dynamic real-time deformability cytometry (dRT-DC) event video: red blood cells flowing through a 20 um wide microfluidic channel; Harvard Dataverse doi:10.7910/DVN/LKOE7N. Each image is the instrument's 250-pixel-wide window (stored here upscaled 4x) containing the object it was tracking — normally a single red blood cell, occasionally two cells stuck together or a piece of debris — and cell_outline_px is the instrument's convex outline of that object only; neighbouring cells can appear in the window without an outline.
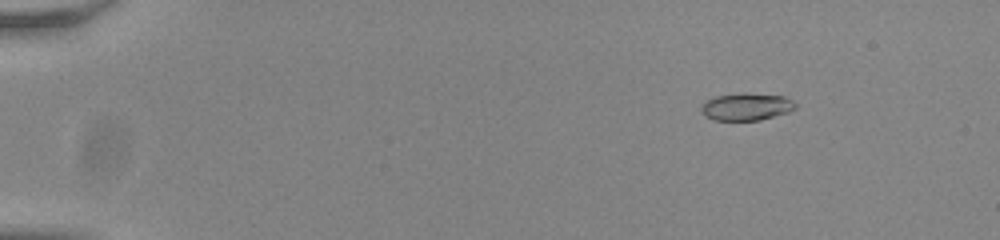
{"species": "common noctule bat (a hibernating species)", "species_latin": "Nyctalus noctula", "temperature_condition": "room temperature", "stored_images_in_passage": 54, "camera_frame_rate_fps": 3000, "um_per_image_px": 0.085, "animal": {"sex": "male", "body_mass_g": 20.0, "forearm_length_mm": 53.3}, "frame": {"image": 1, "passage_image": 6, "time_ms": 1.667, "image_size_px": [1000, 240], "cell_outline_px": [[796, 108], [788, 112], [760, 120], [712, 120], [700, 108], [708, 100], [716, 96], [744, 92], [784, 96], [792, 100], [796, 104]], "centroid_in_image_um": [63.49, 9.06], "position_along_channel_um": 21.5, "area_um2": 14.85}}
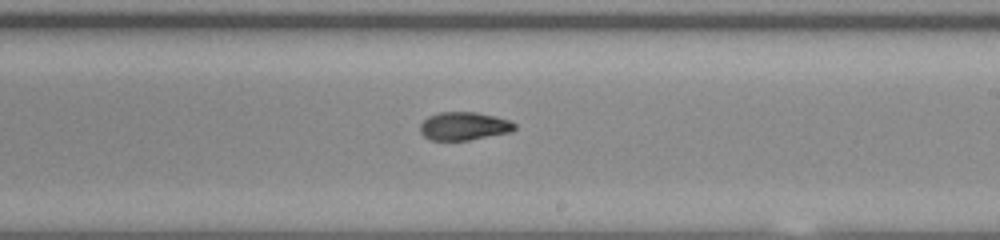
{"frame": {"image": 2, "passage_image": 33, "time_ms": 10.667, "image_size_px": [1000, 240], "cell_outline_px": [[516, 128], [512, 132], [468, 140], [432, 140], [424, 136], [420, 132], [420, 124], [428, 116], [440, 112], [476, 112], [496, 116], [508, 120], [516, 124]], "centroid_in_image_um": [39.45, 10.71], "position_along_channel_um": 249.6, "area_um2": 15.55}}
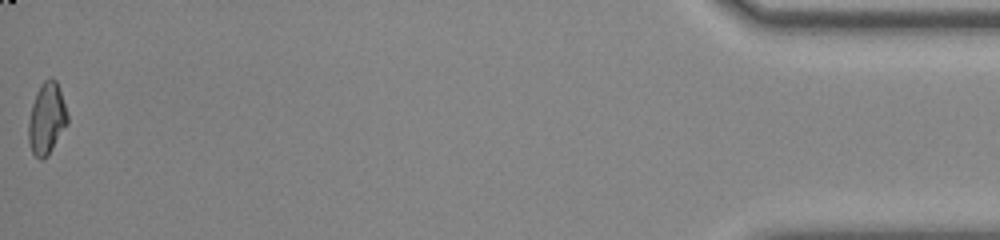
{"frame": {"image": 3, "passage_image": 54, "time_ms": 17.667, "image_size_px": [1000, 240], "cell_outline_px": [[68, 124], [48, 156], [40, 160], [32, 152], [28, 140], [28, 120], [32, 104], [36, 92], [40, 84], [44, 80], [52, 76], [56, 80], [68, 116]], "centroid_in_image_um": [3.96, 10.09], "position_along_channel_um": 431.2, "area_um2": 16.36}, "authors_computed_cell_mechanics": {"area_um2": 15.5482, "velocity_mm_per_s": 3.8189, "shape_relaxation_time_tau1_ms": 9.6131, "shape_relaxation_time_tau2_ms": 3.0983, "deformation_change_tau1": 0.2321, "deformation_change_tau2": 0.0787}}